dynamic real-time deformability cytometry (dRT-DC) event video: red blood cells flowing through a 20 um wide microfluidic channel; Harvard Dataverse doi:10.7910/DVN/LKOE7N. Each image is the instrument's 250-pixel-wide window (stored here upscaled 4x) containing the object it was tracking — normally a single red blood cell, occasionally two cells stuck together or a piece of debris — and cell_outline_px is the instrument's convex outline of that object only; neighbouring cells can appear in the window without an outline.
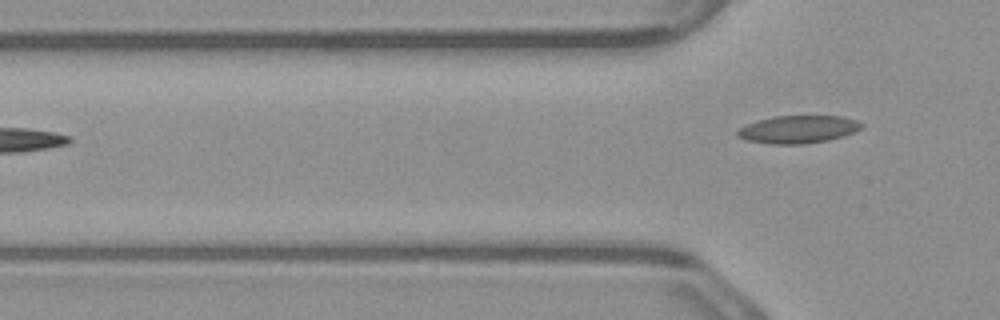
{"species": "common noctule bat (a hibernating species)", "species_latin": "Nyctalus noctula", "temperature_condition": "warm", "stored_images_in_passage": 5, "camera_frame_rate_fps": 3000, "um_per_image_px": 0.085, "animal": {"sex": "male", "body_mass_g": 23.1, "forearm_length_mm": 52.7}, "frame": {"image": 1, "passage_image": 5, "time_ms": 1.333, "image_size_px": [1000, 320], "cell_outline_px": [[864, 124], [860, 128], [844, 136], [828, 140], [804, 144], [772, 144], [748, 140], [736, 136], [736, 132], [740, 128], [748, 124], [772, 116], [844, 116], [856, 120]], "centroid_in_image_um": [67.85, 10.99], "position_along_channel_um": 57.9, "area_um2": 19.88}}